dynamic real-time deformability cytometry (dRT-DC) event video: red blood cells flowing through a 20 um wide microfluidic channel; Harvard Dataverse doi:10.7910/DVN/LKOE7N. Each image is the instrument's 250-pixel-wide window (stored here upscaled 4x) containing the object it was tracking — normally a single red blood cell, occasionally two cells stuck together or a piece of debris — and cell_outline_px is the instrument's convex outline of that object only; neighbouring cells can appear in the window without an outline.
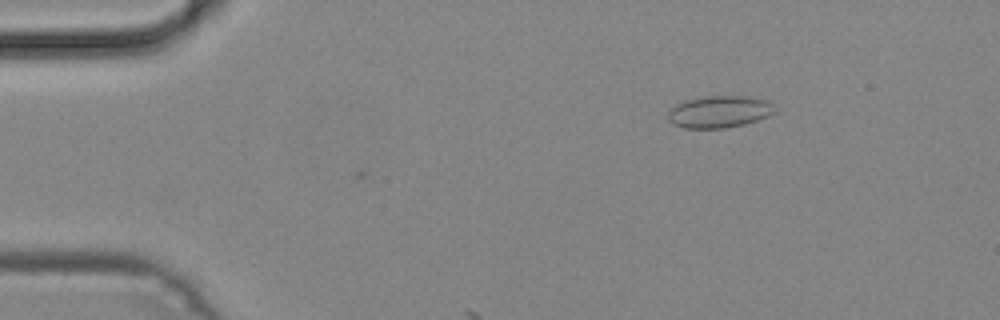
{"species": "common noctule bat (a hibernating species)", "species_latin": "Nyctalus noctula", "temperature_condition": "cold", "stored_images_in_passage": 6, "camera_frame_rate_fps": 3000, "um_per_image_px": 0.085, "animal": {"sex": "male", "body_mass_g": 19.2, "forearm_length_mm": 51.8}, "frame": {"image": 1, "passage_image": 2, "time_ms": 0.333, "image_size_px": [1000, 320], "cell_outline_px": [[776, 112], [768, 116], [744, 124], [724, 128], [684, 128], [672, 124], [668, 120], [668, 112], [676, 104], [684, 100], [704, 96], [740, 96], [768, 100], [772, 104]], "centroid_in_image_um": [61.11, 9.5], "position_along_channel_um": 23.9, "area_um2": 19.88}}